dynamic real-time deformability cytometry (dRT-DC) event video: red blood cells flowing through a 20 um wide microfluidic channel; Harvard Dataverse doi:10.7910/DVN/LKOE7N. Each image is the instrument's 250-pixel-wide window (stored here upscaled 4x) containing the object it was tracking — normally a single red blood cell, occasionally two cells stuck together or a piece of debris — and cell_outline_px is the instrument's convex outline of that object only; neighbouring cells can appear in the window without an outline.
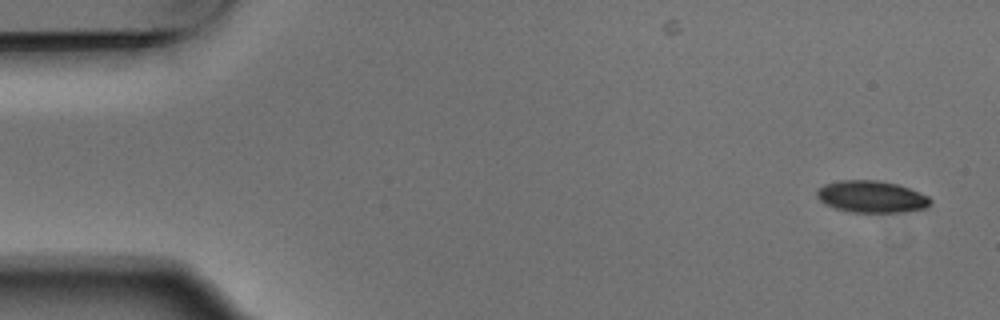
{"species": "Egyptian fruit bat (a non-hibernating species)", "species_latin": "Rousettus aegyptiacus", "temperature_condition": "warm", "stored_images_in_passage": 5, "camera_frame_rate_fps": 3000, "um_per_image_px": 0.085, "animal": {"sex": "male"}, "frame": {"image": 1, "passage_image": 1, "time_ms": 0.0, "image_size_px": [1000, 320], "cell_outline_px": [[932, 200], [924, 208], [908, 212], [852, 212], [836, 208], [824, 204], [816, 196], [816, 192], [824, 184], [840, 180], [876, 180], [896, 184], [908, 188], [928, 196]], "centroid_in_image_um": [74.05, 16.72], "position_along_channel_um": 10.9, "area_um2": 20.92}}